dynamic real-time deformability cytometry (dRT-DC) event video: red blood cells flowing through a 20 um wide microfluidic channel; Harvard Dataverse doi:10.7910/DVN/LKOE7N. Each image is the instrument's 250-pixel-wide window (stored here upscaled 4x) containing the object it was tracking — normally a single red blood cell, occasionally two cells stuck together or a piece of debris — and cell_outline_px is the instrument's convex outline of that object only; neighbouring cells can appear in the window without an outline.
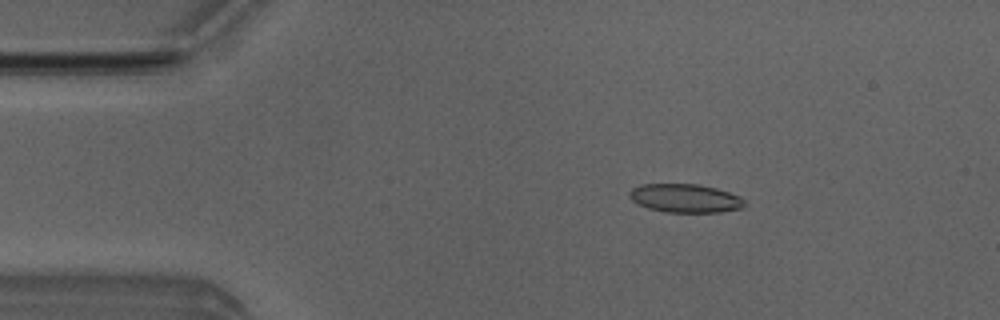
{"species": "Egyptian fruit bat (a non-hibernating species)", "species_latin": "Rousettus aegyptiacus", "temperature_condition": "room temperature", "stored_images_in_passage": 7, "camera_frame_rate_fps": 3000, "um_per_image_px": 0.085, "animal": {"sex": "male"}, "frame": {"image": 1, "passage_image": 3, "time_ms": 2.333, "image_size_px": [1000, 320], "cell_outline_px": [[744, 208], [720, 212], [668, 212], [648, 208], [636, 204], [628, 196], [628, 192], [632, 188], [640, 184], [700, 184], [716, 188], [740, 196], [744, 200]], "centroid_in_image_um": [58.22, 16.84], "position_along_channel_um": 26.8, "area_um2": 19.31}}